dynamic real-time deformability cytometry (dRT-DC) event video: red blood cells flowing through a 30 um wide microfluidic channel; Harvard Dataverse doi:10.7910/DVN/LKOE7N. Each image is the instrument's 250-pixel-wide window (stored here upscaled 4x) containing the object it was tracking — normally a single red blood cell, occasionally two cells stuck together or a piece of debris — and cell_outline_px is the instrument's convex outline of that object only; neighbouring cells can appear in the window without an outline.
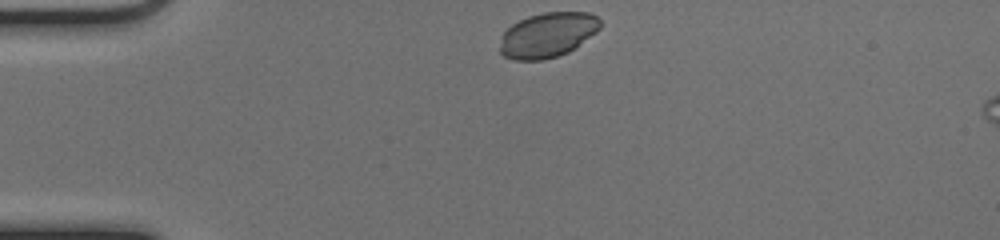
{"species": "common noctule bat (a hibernating species)", "species_latin": "Nyctalus noctula", "temperature_condition": "cold", "stored_images_in_passage": 41, "camera_frame_rate_fps": 3000, "um_per_image_px": 0.085, "animal": {"sex": "female", "body_mass_g": 17.0, "forearm_length_mm": 48.0}, "frame": {"image": 1, "passage_image": 1, "time_ms": 0.0, "image_size_px": [1000, 240], "cell_outline_px": [[600, 28], [596, 32], [568, 52], [544, 60], [512, 60], [504, 56], [500, 52], [500, 36], [512, 24], [528, 16], [544, 12], [588, 12], [596, 16], [600, 20]], "centroid_in_image_um": [46.52, 2.97], "position_along_channel_um": 38.5, "area_um2": 26.18}}
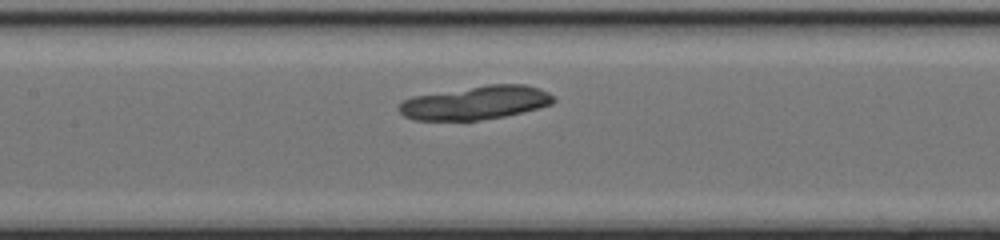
{"frame": {"image": 2, "passage_image": 14, "time_ms": 4.333, "image_size_px": [1000, 240], "cell_outline_px": [[556, 100], [552, 104], [540, 108], [504, 116], [476, 120], [416, 120], [404, 116], [396, 108], [404, 100], [412, 96], [488, 84], [524, 84], [540, 88], [548, 92]], "centroid_in_image_um": [40.44, 8.72], "position_along_channel_um": 167.0, "area_um2": 30.23}}
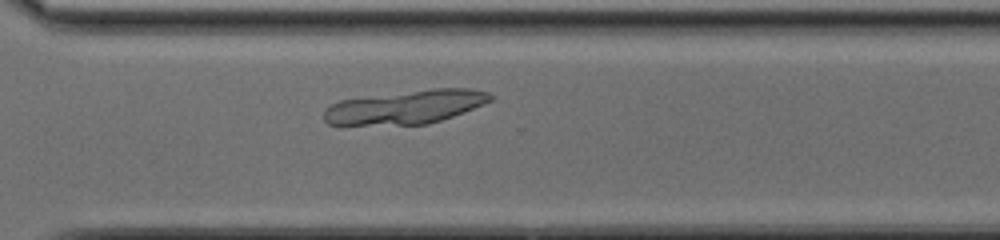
{"frame": {"image": 3, "passage_image": 27, "time_ms": 8.667, "image_size_px": [1000, 240], "cell_outline_px": [[496, 96], [492, 100], [484, 104], [464, 112], [428, 124], [340, 128], [328, 124], [324, 120], [324, 112], [332, 104], [340, 100], [432, 88], [468, 88], [488, 92]], "centroid_in_image_um": [34.41, 9.15], "position_along_channel_um": 336.2, "area_um2": 33.64}}